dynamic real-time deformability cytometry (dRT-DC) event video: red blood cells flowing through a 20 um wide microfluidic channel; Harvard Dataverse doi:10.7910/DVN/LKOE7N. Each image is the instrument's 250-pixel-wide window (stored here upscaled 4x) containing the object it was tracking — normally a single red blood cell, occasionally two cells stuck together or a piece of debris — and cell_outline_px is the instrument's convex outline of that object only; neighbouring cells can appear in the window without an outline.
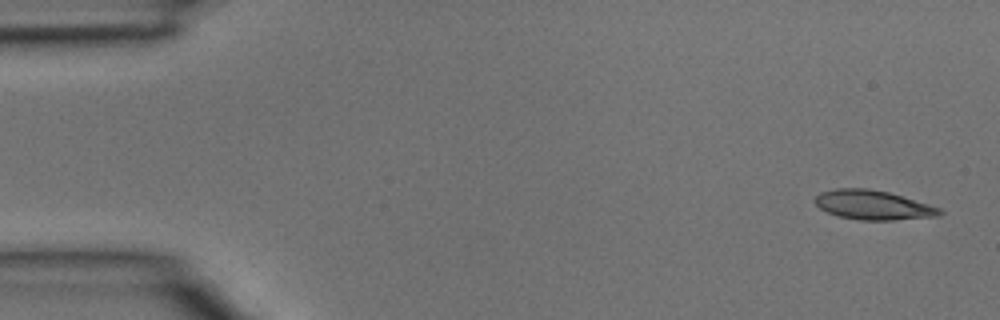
{"species": "common noctule bat (a hibernating species)", "species_latin": "Nyctalus noctula", "temperature_condition": "room temperature", "stored_images_in_passage": 4, "camera_frame_rate_fps": 3000, "um_per_image_px": 0.085, "animal": {"sex": "male", "body_mass_g": 15.6}, "frame": {"image": 1, "passage_image": 1, "time_ms": 0.0, "image_size_px": [1000, 320], "cell_outline_px": [[944, 212], [940, 216], [892, 220], [860, 220], [836, 216], [820, 208], [812, 200], [820, 192], [836, 188], [868, 188], [888, 192], [928, 204], [940, 208]], "centroid_in_image_um": [74.18, 17.43], "position_along_channel_um": 10.8, "area_um2": 21.39}}
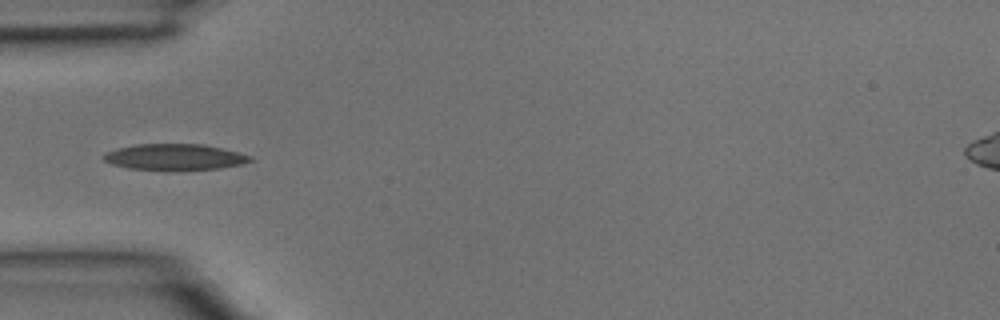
{"frame": {"image": 2, "passage_image": 4, "time_ms": 1.0, "image_size_px": [1000, 320], "cell_outline_px": [[256, 160], [244, 164], [220, 168], [168, 172], [128, 168], [112, 164], [104, 160], [100, 156], [104, 152], [116, 148], [136, 144], [204, 144], [252, 156]], "centroid_in_image_um": [14.82, 13.37], "position_along_channel_um": 70.2, "area_um2": 23.06}}